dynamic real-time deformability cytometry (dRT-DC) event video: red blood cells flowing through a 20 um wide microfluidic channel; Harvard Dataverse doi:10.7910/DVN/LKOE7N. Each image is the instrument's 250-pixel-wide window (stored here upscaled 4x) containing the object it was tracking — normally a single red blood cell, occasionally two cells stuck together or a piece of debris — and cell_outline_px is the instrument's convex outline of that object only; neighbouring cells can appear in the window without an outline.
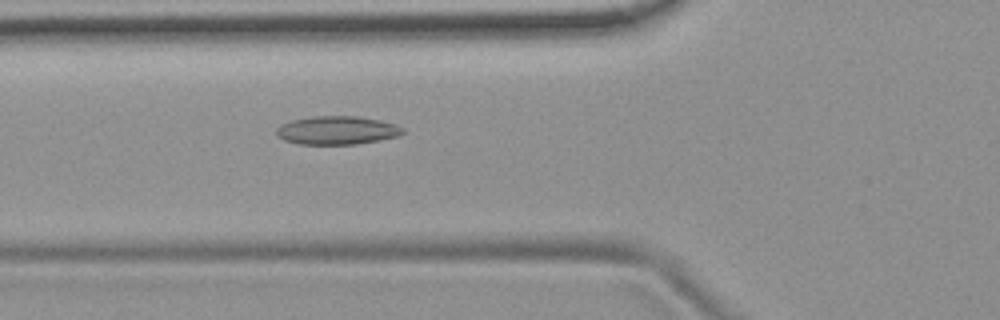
{"species": "common noctule bat (a hibernating species)", "species_latin": "Nyctalus noctula", "temperature_condition": "room temperature", "stored_images_in_passage": 54, "camera_frame_rate_fps": 3000, "um_per_image_px": 0.085, "animal": {"sex": "female", "body_mass_g": 19.9}, "frame": {"image": 1, "passage_image": 20, "time_ms": 6.333, "image_size_px": [1000, 320], "cell_outline_px": [[404, 132], [396, 136], [380, 140], [356, 144], [300, 144], [284, 140], [276, 136], [276, 128], [280, 124], [292, 120], [312, 116], [356, 116], [380, 120], [396, 124], [404, 128]], "centroid_in_image_um": [28.62, 11.07], "position_along_channel_um": 97.2, "area_um2": 20.98}}
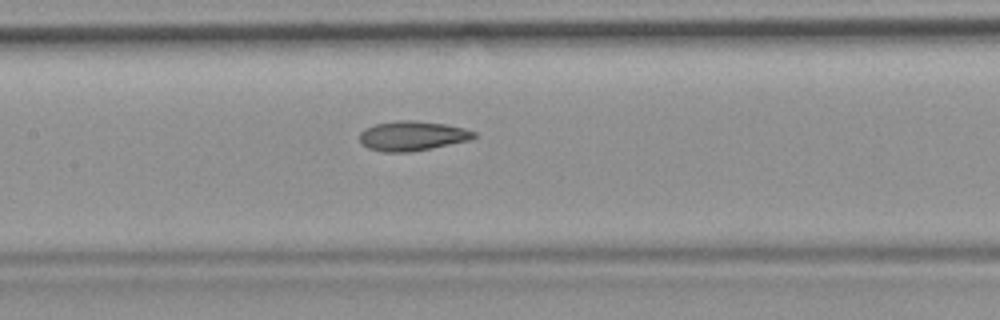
{"frame": {"image": 2, "passage_image": 26, "time_ms": 8.333, "image_size_px": [1000, 320], "cell_outline_px": [[476, 136], [468, 140], [432, 148], [408, 152], [384, 152], [368, 148], [360, 140], [360, 132], [364, 128], [376, 124], [396, 120], [412, 120], [444, 124], [464, 128], [476, 132]], "centroid_in_image_um": [35.03, 11.54], "position_along_channel_um": 172.4, "area_um2": 19.59}}
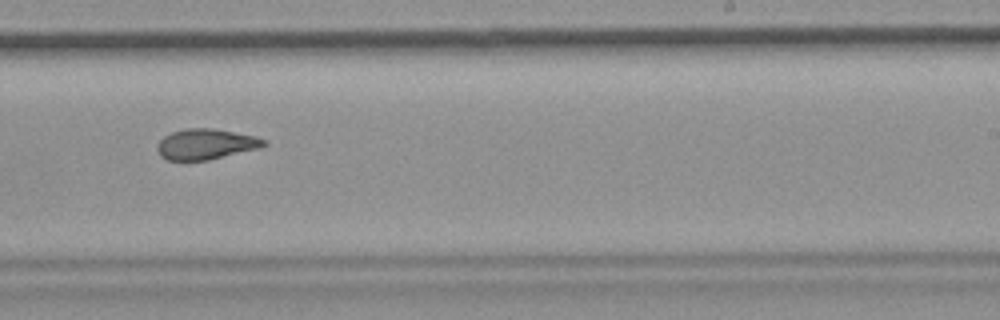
{"frame": {"image": 3, "passage_image": 34, "time_ms": 11.0, "image_size_px": [1000, 320], "cell_outline_px": [[268, 144], [260, 148], [208, 160], [168, 160], [160, 156], [156, 148], [160, 140], [164, 136], [172, 132], [184, 128], [212, 128], [252, 136], [268, 140]], "centroid_in_image_um": [17.49, 12.25], "position_along_channel_um": 271.5, "area_um2": 18.9}, "authors_computed_cell_mechanics": {"area_um2": 19.8543, "velocity_mm_per_s": 3.7424, "shape_relaxation_time_tau1_ms": null, "shape_relaxation_time_tau2_ms": 2.7969, "deformation_change_tau1": null, "deformation_change_tau2": 0.1033}}